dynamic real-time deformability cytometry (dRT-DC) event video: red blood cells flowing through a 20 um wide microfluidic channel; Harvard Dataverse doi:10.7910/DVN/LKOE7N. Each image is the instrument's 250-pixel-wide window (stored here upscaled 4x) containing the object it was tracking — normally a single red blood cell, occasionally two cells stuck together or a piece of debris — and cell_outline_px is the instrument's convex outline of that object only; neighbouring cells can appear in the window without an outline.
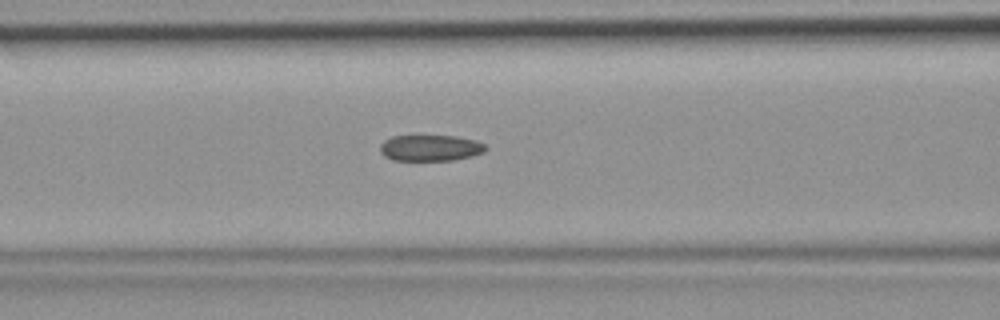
{"species": "common noctule bat (a hibernating species)", "species_latin": "Nyctalus noctula", "temperature_condition": "room temperature", "stored_images_in_passage": 40, "camera_frame_rate_fps": 3000, "um_per_image_px": 0.085, "animal": {"sex": "female", "body_mass_g": 19.9}, "frame": {"image": 1, "passage_image": 18, "time_ms": 5.667, "image_size_px": [1000, 320], "cell_outline_px": [[488, 148], [484, 152], [472, 156], [452, 160], [392, 160], [384, 156], [380, 152], [380, 144], [384, 140], [392, 136], [456, 136], [476, 140], [484, 144]], "centroid_in_image_um": [36.58, 12.57], "position_along_channel_um": 130.0, "area_um2": 16.13}}